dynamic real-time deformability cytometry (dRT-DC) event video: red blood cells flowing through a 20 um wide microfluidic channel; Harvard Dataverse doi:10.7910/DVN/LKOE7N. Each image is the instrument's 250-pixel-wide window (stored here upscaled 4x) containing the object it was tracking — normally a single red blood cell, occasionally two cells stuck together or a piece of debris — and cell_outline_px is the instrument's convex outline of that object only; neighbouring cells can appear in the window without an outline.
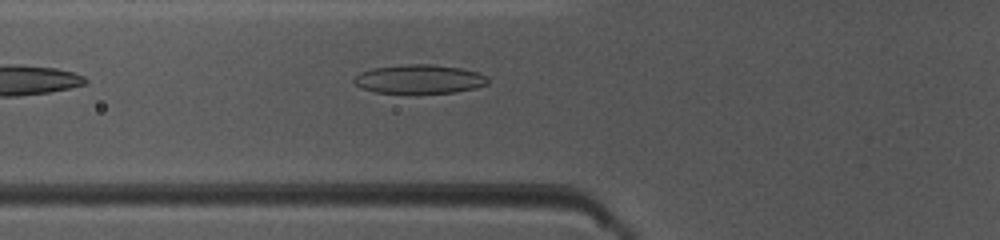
{"species": "common noctule bat (a hibernating species)", "species_latin": "Nyctalus noctula", "temperature_condition": "warm", "stored_images_in_passage": 20, "camera_frame_rate_fps": 3000, "um_per_image_px": 0.085, "animal": {"sex": "female", "body_mass_g": 10.0, "forearm_length_mm": 53.1}, "frame": {"image": 1, "passage_image": 6, "time_ms": 1.667, "image_size_px": [1000, 240], "cell_outline_px": [[488, 84], [476, 88], [456, 92], [376, 92], [360, 88], [352, 80], [360, 72], [372, 68], [404, 64], [432, 64], [460, 68], [476, 72], [484, 76], [488, 80]], "centroid_in_image_um": [35.62, 6.71], "position_along_channel_um": 90.2, "area_um2": 22.25}}
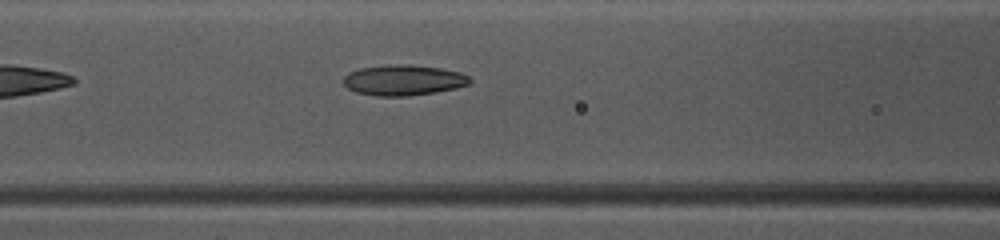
{"frame": {"image": 2, "passage_image": 9, "time_ms": 2.667, "image_size_px": [1000, 240], "cell_outline_px": [[472, 80], [468, 84], [456, 88], [436, 92], [408, 96], [376, 96], [356, 92], [348, 88], [344, 84], [344, 76], [348, 72], [360, 68], [404, 64], [408, 64], [440, 68], [460, 72], [468, 76]], "centroid_in_image_um": [34.3, 6.82], "position_along_channel_um": 132.3, "area_um2": 22.37}}
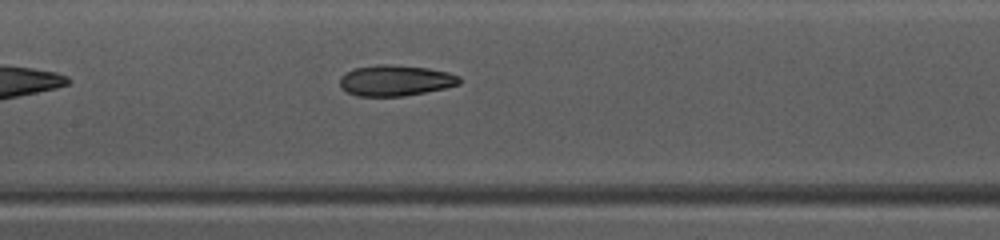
{"frame": {"image": 3, "passage_image": 12, "time_ms": 3.667, "image_size_px": [1000, 240], "cell_outline_px": [[460, 84], [444, 88], [404, 96], [356, 96], [348, 92], [340, 84], [340, 76], [356, 68], [380, 64], [388, 64], [428, 68], [448, 72], [460, 76]], "centroid_in_image_um": [33.63, 6.84], "position_along_channel_um": 173.8, "area_um2": 21.27}}